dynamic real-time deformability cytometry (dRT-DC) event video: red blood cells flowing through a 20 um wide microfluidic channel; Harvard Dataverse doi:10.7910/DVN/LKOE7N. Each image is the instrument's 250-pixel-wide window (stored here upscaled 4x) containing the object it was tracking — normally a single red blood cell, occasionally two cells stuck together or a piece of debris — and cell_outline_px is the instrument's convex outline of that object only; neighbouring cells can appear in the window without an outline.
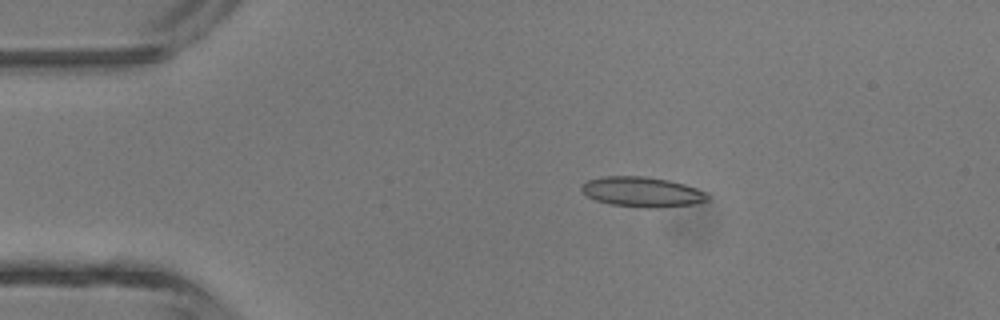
{"species": "common noctule bat (a hibernating species)", "species_latin": "Nyctalus noctula", "temperature_condition": "room temperature", "stored_images_in_passage": 3, "camera_frame_rate_fps": 3000, "um_per_image_px": 0.085, "animal": {"sex": "male", "body_mass_g": 13.3}, "frame": {"image": 1, "passage_image": 1, "time_ms": 0.0, "image_size_px": [1000, 320], "cell_outline_px": [[708, 200], [692, 204], [660, 208], [644, 208], [612, 204], [596, 200], [588, 196], [580, 188], [580, 184], [588, 180], [604, 176], [644, 176], [668, 180], [684, 184], [696, 188], [704, 192], [708, 196]], "centroid_in_image_um": [54.56, 16.31], "position_along_channel_um": 30.4, "area_um2": 21.96}}